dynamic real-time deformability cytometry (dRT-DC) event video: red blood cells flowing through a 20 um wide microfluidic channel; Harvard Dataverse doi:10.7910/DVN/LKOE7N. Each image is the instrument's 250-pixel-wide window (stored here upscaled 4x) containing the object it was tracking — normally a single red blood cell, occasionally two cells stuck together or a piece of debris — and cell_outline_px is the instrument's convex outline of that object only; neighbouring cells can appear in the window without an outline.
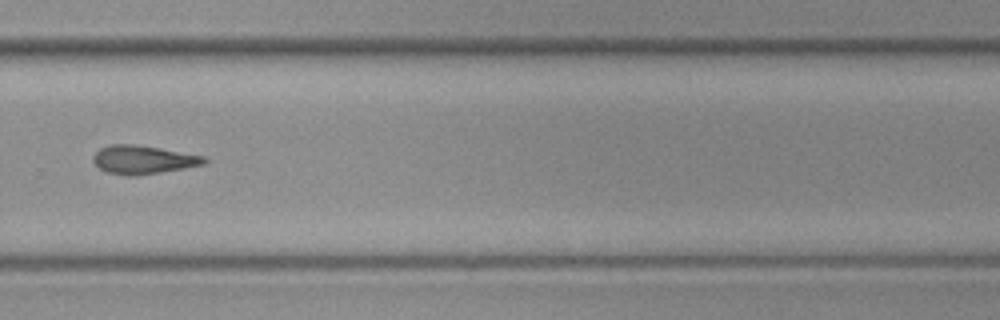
{"species": "common noctule bat (a hibernating species)", "species_latin": "Nyctalus noctula", "temperature_condition": "cold", "stored_images_in_passage": 34, "camera_frame_rate_fps": 3000, "um_per_image_px": 0.085, "animal": {"sex": "female", "body_mass_g": 19.3, "forearm_length_mm": 54.1}, "frame": {"image": 1, "passage_image": 25, "time_ms": 8.0, "image_size_px": [1000, 320], "cell_outline_px": [[208, 160], [204, 164], [184, 168], [136, 176], [128, 176], [108, 172], [100, 168], [92, 160], [92, 156], [100, 148], [108, 144], [132, 144], [160, 148], [204, 156]], "centroid_in_image_um": [12.14, 13.57], "position_along_channel_um": 317.7, "area_um2": 18.32}}